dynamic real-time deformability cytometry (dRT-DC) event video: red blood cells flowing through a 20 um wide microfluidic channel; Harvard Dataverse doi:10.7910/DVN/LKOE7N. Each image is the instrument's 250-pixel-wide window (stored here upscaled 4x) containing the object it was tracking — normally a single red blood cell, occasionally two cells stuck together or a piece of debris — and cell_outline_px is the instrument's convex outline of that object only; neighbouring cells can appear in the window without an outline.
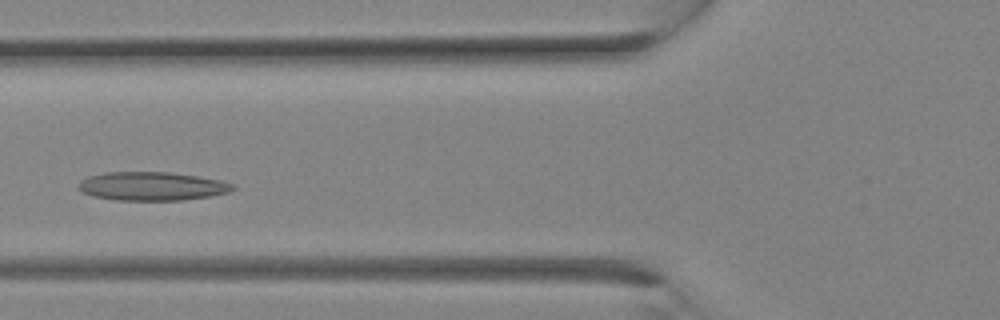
{"species": "Egyptian fruit bat (a non-hibernating species)", "species_latin": "Rousettus aegyptiacus", "temperature_condition": "room temperature", "stored_images_in_passage": 11, "camera_frame_rate_fps": 3000, "um_per_image_px": 0.085, "animal": {"sex": "female"}, "frame": {"image": 1, "passage_image": 8, "time_ms": 2.333, "image_size_px": [1000, 320], "cell_outline_px": [[236, 188], [228, 192], [208, 196], [180, 200], [116, 200], [92, 196], [80, 192], [80, 180], [88, 176], [108, 172], [168, 172], [196, 176], [220, 180], [236, 184]], "centroid_in_image_um": [12.91, 15.82], "position_along_channel_um": 112.9, "area_um2": 25.61}}
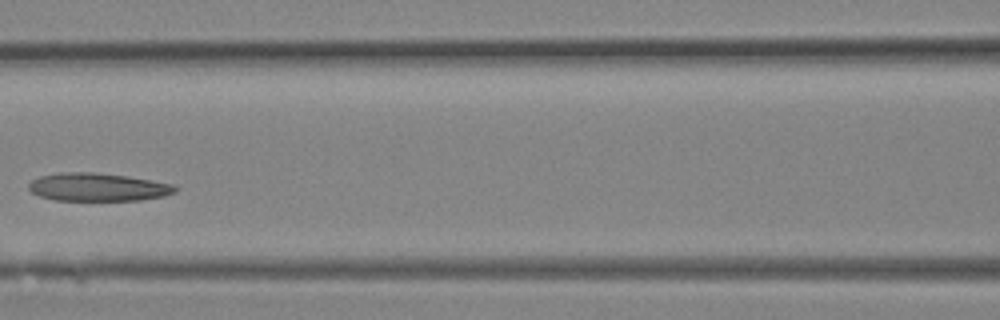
{"frame": {"image": 2, "passage_image": 10, "time_ms": 3.0, "image_size_px": [1000, 320], "cell_outline_px": [[180, 188], [176, 192], [164, 196], [140, 200], [52, 200], [40, 196], [32, 192], [28, 188], [28, 184], [32, 180], [40, 176], [60, 172], [92, 172], [128, 176], [176, 184]], "centroid_in_image_um": [8.36, 15.9], "position_along_channel_um": 158.2, "area_um2": 24.16}}